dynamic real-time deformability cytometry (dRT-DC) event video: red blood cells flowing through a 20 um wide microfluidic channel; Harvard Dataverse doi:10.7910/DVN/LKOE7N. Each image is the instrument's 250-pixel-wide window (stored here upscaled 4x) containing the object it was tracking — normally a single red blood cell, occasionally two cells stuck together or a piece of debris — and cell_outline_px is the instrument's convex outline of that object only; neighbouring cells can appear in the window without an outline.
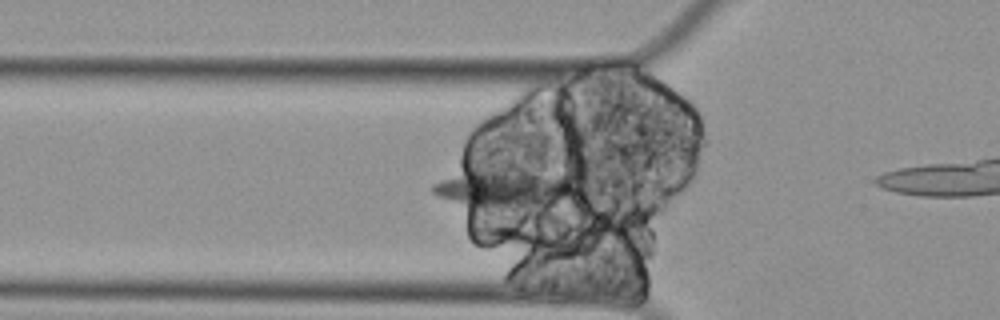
{"species": "Egyptian fruit bat (a non-hibernating species)", "species_latin": "Rousettus aegyptiacus", "temperature_condition": "cold", "stored_images_in_passage": 60, "camera_frame_rate_fps": 3000, "um_per_image_px": 0.085, "animal": {"sex": "female"}, "frame": {"image": 1, "passage_image": 19, "time_ms": 6.0, "image_size_px": [1000, 320], "cell_outline_px": [[572, 192], [556, 204], [476, 204], [452, 200], [440, 196], [432, 192], [432, 184], [480, 168], [484, 168], [528, 172], [548, 176], [572, 184]], "centroid_in_image_um": [42.74, 15.97], "position_along_channel_um": 83.1, "area_um2": 27.92}}
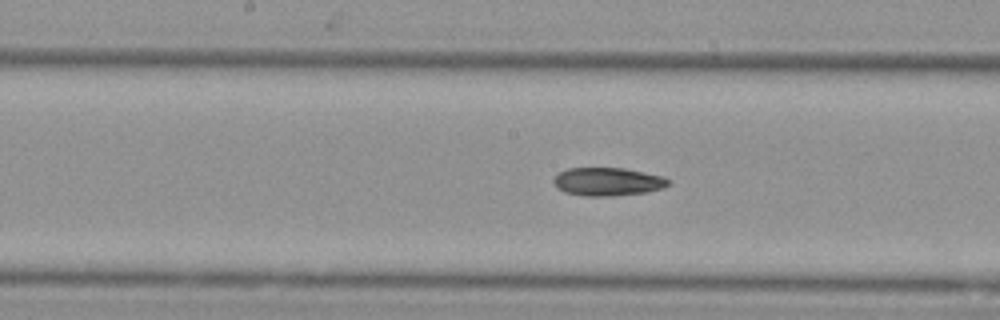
{"frame": {"image": 2, "passage_image": 29, "time_ms": 9.333, "image_size_px": [1000, 320], "cell_outline_px": [[672, 180], [664, 188], [644, 192], [612, 196], [588, 196], [564, 192], [556, 188], [552, 180], [560, 172], [568, 168], [624, 168], [664, 176]], "centroid_in_image_um": [51.66, 15.44], "position_along_channel_um": 196.5, "area_um2": 18.9}}
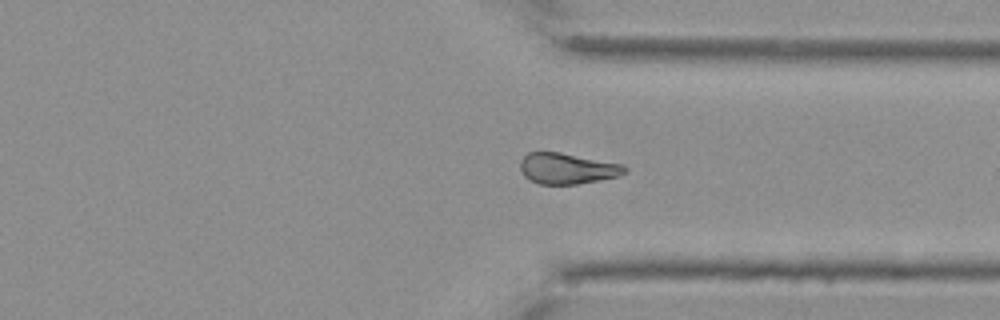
{"frame": {"image": 3, "passage_image": 44, "time_ms": 14.333, "image_size_px": [1000, 320], "cell_outline_px": [[628, 172], [620, 176], [600, 180], [576, 184], [540, 184], [528, 180], [524, 176], [520, 168], [520, 160], [528, 152], [560, 152], [624, 164], [628, 168]], "centroid_in_image_um": [48.24, 14.32], "position_along_channel_um": 363.2, "area_um2": 19.07}}